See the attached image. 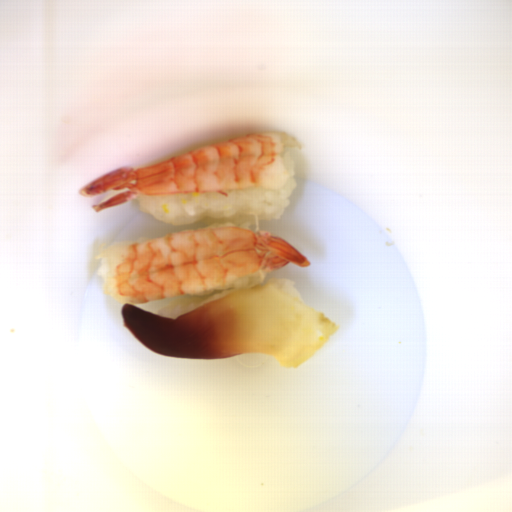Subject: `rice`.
Segmentation results:
<instances>
[{"label":"rice","instance_id":"1","mask_svg":"<svg viewBox=\"0 0 512 512\" xmlns=\"http://www.w3.org/2000/svg\"><path fill=\"white\" fill-rule=\"evenodd\" d=\"M280 158L287 177L279 187L260 184L225 194H149L133 200L145 215L171 224L204 222L207 227L258 231L260 222L277 221L285 214L296 185L290 147H283Z\"/></svg>","mask_w":512,"mask_h":512},{"label":"rice","instance_id":"2","mask_svg":"<svg viewBox=\"0 0 512 512\" xmlns=\"http://www.w3.org/2000/svg\"><path fill=\"white\" fill-rule=\"evenodd\" d=\"M264 270L254 271L247 275L242 276L230 286L226 288H214L200 292L185 293L177 297L168 305L151 313L158 314L163 317L173 318L178 315H183L192 309L195 305L211 301L213 299L230 295L236 291L244 289L249 286L271 284L279 286L287 291L292 297L303 304L301 294L295 284L294 279L289 278H265Z\"/></svg>","mask_w":512,"mask_h":512}]
</instances>
